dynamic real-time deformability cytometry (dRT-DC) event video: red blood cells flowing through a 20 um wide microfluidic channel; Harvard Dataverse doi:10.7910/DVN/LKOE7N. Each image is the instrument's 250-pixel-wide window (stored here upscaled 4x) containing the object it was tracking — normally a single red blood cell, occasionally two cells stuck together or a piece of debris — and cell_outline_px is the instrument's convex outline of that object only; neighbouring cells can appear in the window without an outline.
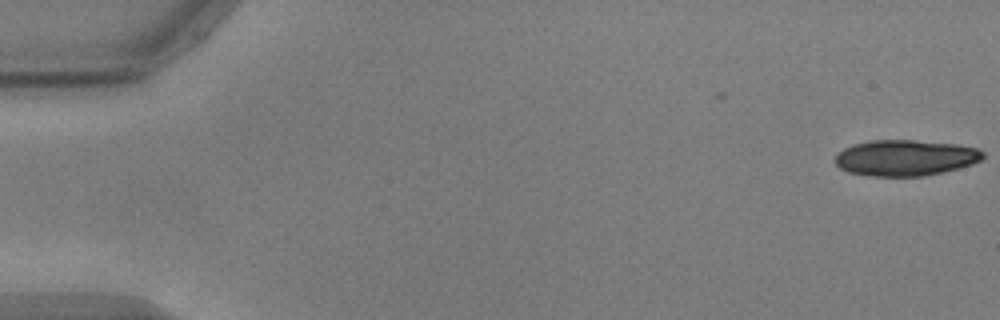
{"species": "common noctule bat (a hibernating species)", "species_latin": "Nyctalus noctula", "temperature_condition": "warm", "stored_images_in_passage": 15, "camera_frame_rate_fps": 3000, "um_per_image_px": 0.085, "animal": {"sex": "male", "body_mass_g": 17.9, "forearm_length_mm": 54.2}, "frame": {"image": 1, "passage_image": 1, "time_ms": 0.0, "image_size_px": [1000, 320], "cell_outline_px": [[984, 156], [980, 160], [972, 164], [924, 176], [872, 176], [848, 172], [840, 168], [836, 164], [836, 156], [844, 148], [852, 144], [872, 140], [916, 140], [956, 144], [976, 148], [984, 152]], "centroid_in_image_um": [76.94, 13.4], "position_along_channel_um": 8.1, "area_um2": 30.75}}